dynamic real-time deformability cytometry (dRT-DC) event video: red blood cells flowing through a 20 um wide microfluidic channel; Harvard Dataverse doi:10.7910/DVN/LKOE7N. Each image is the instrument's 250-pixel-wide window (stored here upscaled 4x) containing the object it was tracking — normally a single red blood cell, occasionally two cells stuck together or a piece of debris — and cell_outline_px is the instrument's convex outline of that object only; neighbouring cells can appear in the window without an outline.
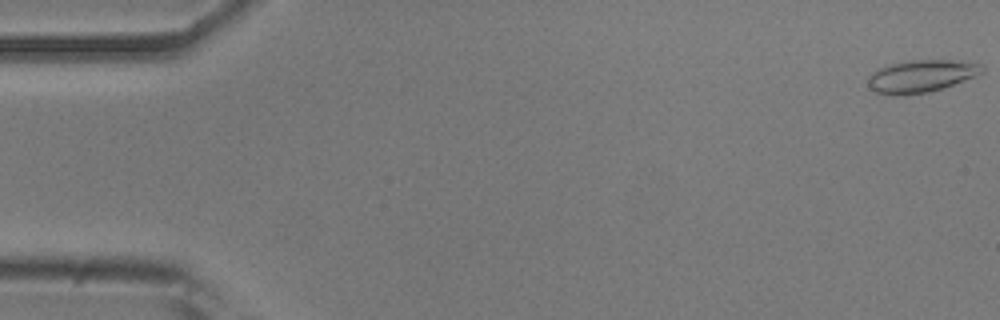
{"species": "common noctule bat (a hibernating species)", "species_latin": "Nyctalus noctula", "temperature_condition": "room temperature", "stored_images_in_passage": 13, "camera_frame_rate_fps": 3000, "um_per_image_px": 0.085, "animal": {"sex": "male", "body_mass_g": 20.5, "forearm_length_mm": 52.5}, "frame": {"image": 1, "passage_image": 1, "time_ms": 0.0, "image_size_px": [1000, 320], "cell_outline_px": [[984, 72], [952, 84], [928, 92], [904, 96], [892, 96], [876, 92], [868, 84], [868, 76], [876, 68], [892, 64], [912, 60], [952, 60], [980, 64], [984, 68]], "centroid_in_image_um": [78.24, 6.48], "position_along_channel_um": 6.8, "area_um2": 21.33}}